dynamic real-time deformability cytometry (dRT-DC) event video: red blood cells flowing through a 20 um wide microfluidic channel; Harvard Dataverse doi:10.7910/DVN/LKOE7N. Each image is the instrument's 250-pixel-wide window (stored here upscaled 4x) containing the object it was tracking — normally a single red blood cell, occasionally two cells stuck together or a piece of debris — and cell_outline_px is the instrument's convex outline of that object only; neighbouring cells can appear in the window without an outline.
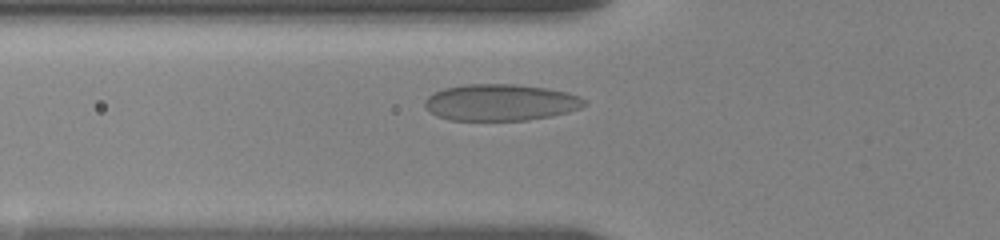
{"species": "human", "species_latin": "Homo sapiens", "temperature_condition": "room temperature", "stored_images_in_passage": 38, "camera_frame_rate_fps": 3000, "um_per_image_px": 0.085, "donor": {"sex": "female"}, "frame": {"image": 1, "passage_image": 10, "time_ms": 4.0, "image_size_px": [1000, 240], "cell_outline_px": [[588, 104], [580, 108], [568, 112], [552, 116], [528, 120], [448, 120], [436, 116], [424, 104], [424, 100], [428, 96], [444, 88], [464, 84], [516, 84], [544, 88], [564, 92], [580, 96], [588, 100]], "centroid_in_image_um": [42.57, 8.71], "position_along_channel_um": 83.2, "area_um2": 34.04}}
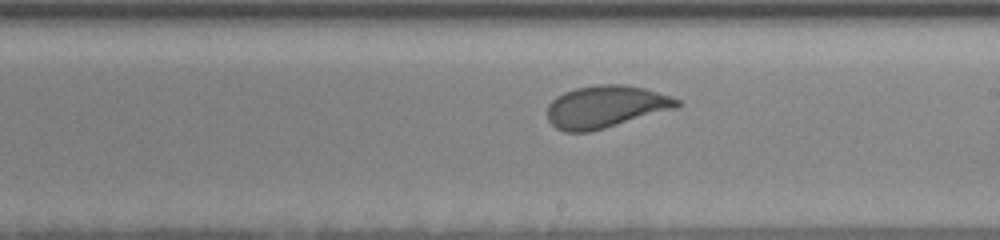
{"frame": {"image": 2, "passage_image": 23, "time_ms": 8.333, "image_size_px": [1000, 240], "cell_outline_px": [[684, 104], [680, 108], [604, 128], [588, 132], [564, 132], [556, 128], [548, 120], [548, 104], [556, 96], [564, 92], [576, 88], [596, 84], [620, 84], [644, 88], [680, 100]], "centroid_in_image_um": [51.51, 9.07], "position_along_channel_um": 237.5, "area_um2": 32.14}}
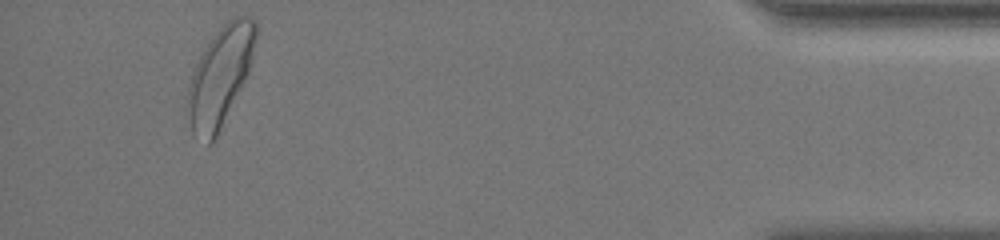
{"frame": {"image": 3, "passage_image": 36, "time_ms": 15.0, "image_size_px": [1000, 240], "cell_outline_px": [[256, 40], [248, 68], [244, 80], [212, 144], [208, 144], [192, 132], [188, 100], [188, 88], [192, 72], [204, 48], [216, 32], [232, 16], [252, 16], [256, 20]], "centroid_in_image_um": [18.72, 6.42], "position_along_channel_um": 416.5, "area_um2": 38.03}}